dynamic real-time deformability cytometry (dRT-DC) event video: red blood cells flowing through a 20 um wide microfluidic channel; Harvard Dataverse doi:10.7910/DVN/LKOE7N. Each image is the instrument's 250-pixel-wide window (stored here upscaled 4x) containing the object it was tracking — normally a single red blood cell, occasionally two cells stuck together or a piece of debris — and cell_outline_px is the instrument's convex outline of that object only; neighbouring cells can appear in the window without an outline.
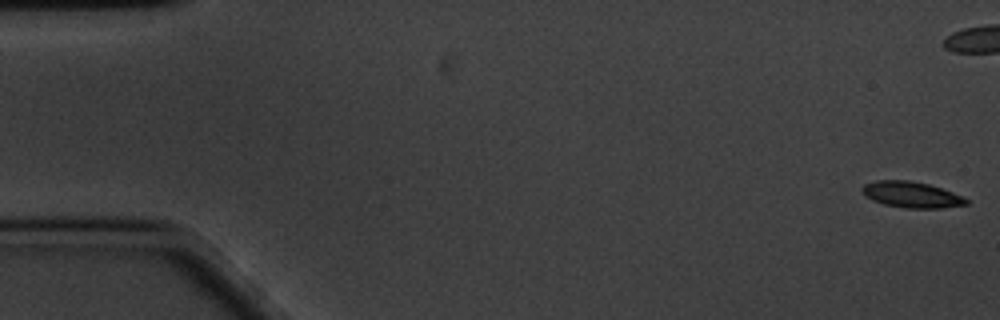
{"species": "common noctule bat (a hibernating species)", "species_latin": "Nyctalus noctula", "temperature_condition": "cold", "stored_images_in_passage": 60, "camera_frame_rate_fps": 3000, "um_per_image_px": 0.085, "animal": {"sex": "male", "body_mass_g": 20.1, "forearm_length_mm": 53.5}, "frame": {"image": 1, "passage_image": 1, "time_ms": 0.0, "image_size_px": [1000, 320], "cell_outline_px": [[968, 204], [940, 208], [904, 208], [884, 204], [872, 200], [864, 196], [860, 192], [860, 188], [864, 184], [876, 180], [908, 180], [928, 184], [964, 196], [968, 200]], "centroid_in_image_um": [77.43, 16.54], "position_along_channel_um": 7.6, "area_um2": 15.9}, "authors_computed_cell_mechanics": {"area_um2": 16.0395, "velocity_mm_per_s": 3.3944, "shape_relaxation_time_tau1_ms": 4.3555, "shape_relaxation_time_tau2_ms": 6.1701, "deformation_change_tau1": 0.1144, "deformation_change_tau2": 0.1045}}